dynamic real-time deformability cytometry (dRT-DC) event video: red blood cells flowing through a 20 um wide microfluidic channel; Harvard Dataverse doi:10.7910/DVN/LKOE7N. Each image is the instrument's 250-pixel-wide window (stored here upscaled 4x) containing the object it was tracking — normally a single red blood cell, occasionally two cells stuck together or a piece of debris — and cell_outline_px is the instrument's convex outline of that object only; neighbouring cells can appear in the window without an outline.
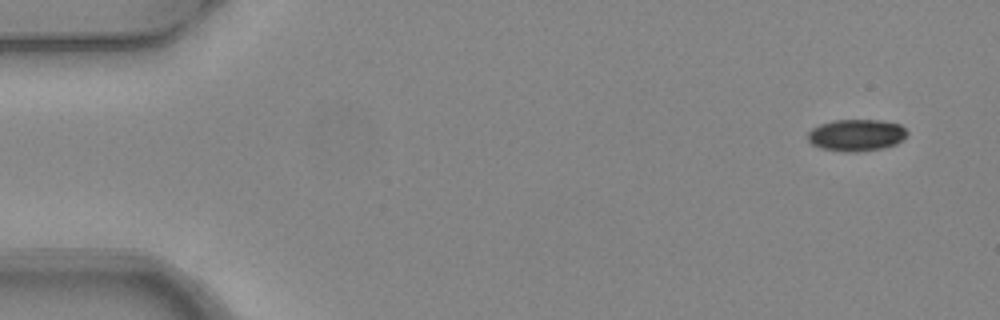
{"species": "common noctule bat (a hibernating species)", "species_latin": "Nyctalus noctula", "temperature_condition": "warm", "stored_images_in_passage": 4, "camera_frame_rate_fps": 3000, "um_per_image_px": 0.085, "animal": {"sex": "female", "body_mass_g": 24.6, "forearm_length_mm": 56.2}, "frame": {"image": 1, "passage_image": 1, "time_ms": 0.0, "image_size_px": [1000, 320], "cell_outline_px": [[908, 132], [904, 140], [896, 144], [884, 148], [856, 152], [844, 152], [820, 148], [812, 144], [808, 140], [808, 132], [812, 128], [820, 124], [832, 120], [880, 120], [900, 124]], "centroid_in_image_um": [72.8, 11.49], "position_along_channel_um": 12.2, "area_um2": 18.61}}
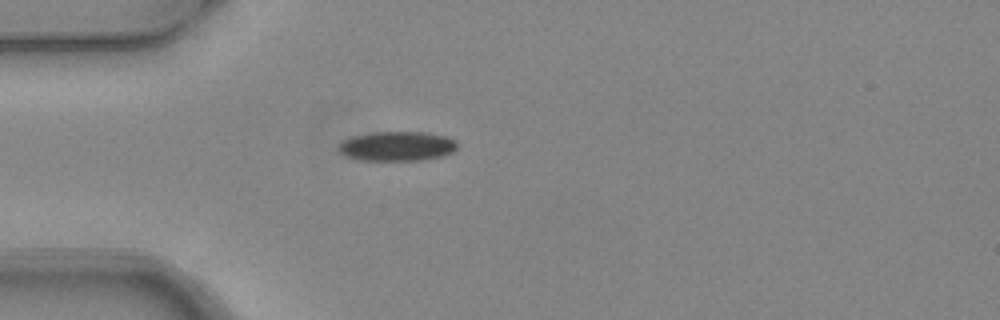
{"frame": {"image": 2, "passage_image": 4, "time_ms": 1.0, "image_size_px": [1000, 320], "cell_outline_px": [[456, 148], [452, 152], [440, 156], [420, 160], [360, 160], [348, 156], [340, 152], [336, 148], [344, 140], [352, 136], [372, 132], [424, 132], [444, 136], [456, 140]], "centroid_in_image_um": [33.72, 12.42], "position_along_channel_um": 51.3, "area_um2": 20.23}}